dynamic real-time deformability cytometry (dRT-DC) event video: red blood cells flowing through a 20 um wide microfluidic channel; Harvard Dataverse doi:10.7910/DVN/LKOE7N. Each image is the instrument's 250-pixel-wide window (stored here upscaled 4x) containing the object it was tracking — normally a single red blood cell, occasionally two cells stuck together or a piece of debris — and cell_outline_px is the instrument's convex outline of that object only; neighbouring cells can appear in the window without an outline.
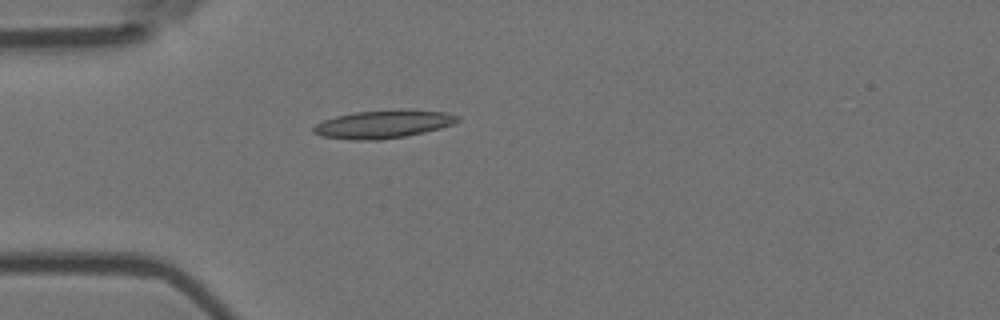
{"species": "Egyptian fruit bat (a non-hibernating species)", "species_latin": "Rousettus aegyptiacus", "temperature_condition": "room temperature", "stored_images_in_passage": 4, "camera_frame_rate_fps": 3000, "um_per_image_px": 0.085, "animal": {"sex": "female"}, "frame": {"image": 1, "passage_image": 4, "time_ms": 1.0, "image_size_px": [1000, 320], "cell_outline_px": [[460, 120], [452, 124], [440, 128], [424, 132], [404, 136], [380, 140], [352, 140], [320, 136], [312, 132], [312, 128], [316, 124], [324, 120], [336, 116], [356, 112], [400, 108], [444, 112], [460, 116]], "centroid_in_image_um": [32.57, 10.54], "position_along_channel_um": 52.4, "area_um2": 23.76}}